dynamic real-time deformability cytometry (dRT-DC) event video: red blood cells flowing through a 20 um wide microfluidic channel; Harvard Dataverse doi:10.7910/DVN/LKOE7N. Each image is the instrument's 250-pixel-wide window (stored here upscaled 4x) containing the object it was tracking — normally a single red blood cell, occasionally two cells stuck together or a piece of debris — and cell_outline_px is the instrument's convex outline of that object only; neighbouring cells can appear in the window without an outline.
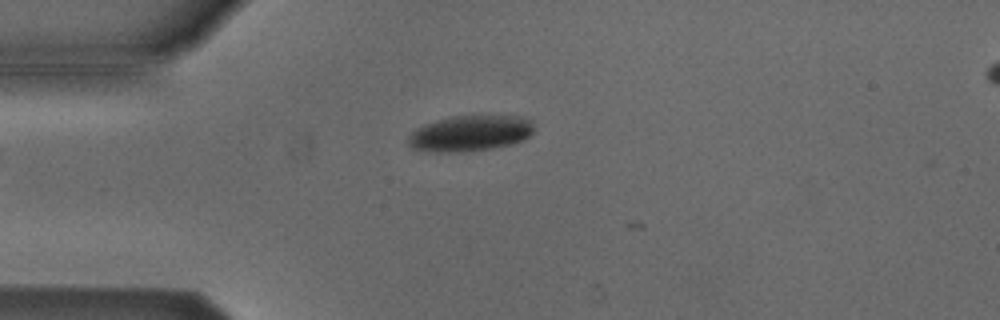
{"species": "Egyptian fruit bat (a non-hibernating species)", "species_latin": "Rousettus aegyptiacus", "temperature_condition": "cold", "stored_images_in_passage": 3, "camera_frame_rate_fps": 3000, "um_per_image_px": 0.085, "animal": {"sex": "male"}, "frame": {"image": 1, "passage_image": 2, "time_ms": 0.333, "image_size_px": [1000, 320], "cell_outline_px": [[532, 132], [524, 140], [512, 144], [492, 148], [460, 152], [432, 152], [412, 148], [408, 144], [408, 136], [416, 128], [424, 124], [452, 116], [520, 116], [532, 120]], "centroid_in_image_um": [39.94, 11.34], "position_along_channel_um": 45.1, "area_um2": 26.18}}